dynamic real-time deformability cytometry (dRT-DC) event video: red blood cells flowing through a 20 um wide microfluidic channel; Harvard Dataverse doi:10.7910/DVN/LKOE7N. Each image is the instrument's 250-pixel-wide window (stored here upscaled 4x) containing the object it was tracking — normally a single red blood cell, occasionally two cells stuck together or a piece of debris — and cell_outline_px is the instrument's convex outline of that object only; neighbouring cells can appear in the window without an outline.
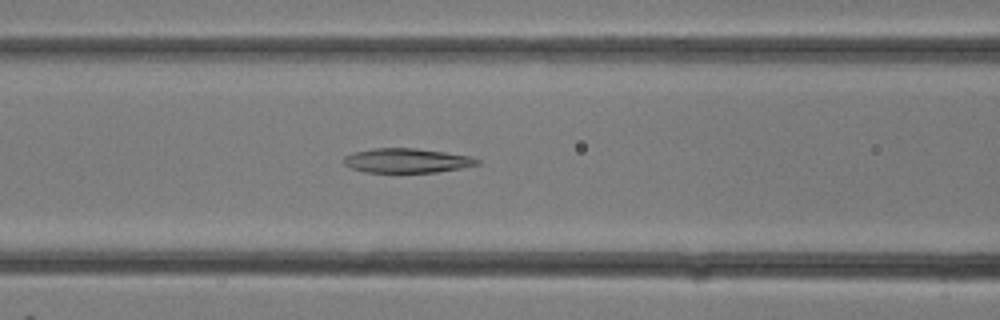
{"species": "common noctule bat (a hibernating species)", "species_latin": "Nyctalus noctula", "temperature_condition": "room temperature", "stored_images_in_passage": 14, "camera_frame_rate_fps": 3000, "um_per_image_px": 0.085, "animal": {"sex": "female"}, "frame": {"image": 1, "passage_image": 12, "time_ms": 3.667, "image_size_px": [1000, 320], "cell_outline_px": [[480, 164], [460, 168], [436, 172], [364, 172], [352, 168], [344, 164], [344, 156], [356, 152], [372, 148], [416, 148], [472, 156], [480, 160]], "centroid_in_image_um": [34.6, 13.64], "position_along_channel_um": 132.0, "area_um2": 18.9}}
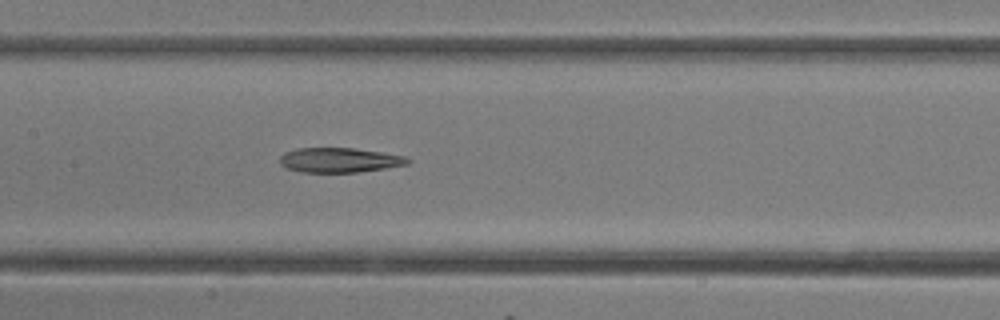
{"frame": {"image": 2, "passage_image": 14, "time_ms": 4.333, "image_size_px": [1000, 320], "cell_outline_px": [[412, 160], [408, 164], [384, 168], [356, 172], [300, 172], [284, 168], [280, 164], [280, 156], [284, 152], [296, 148], [352, 148], [380, 152], [404, 156]], "centroid_in_image_um": [28.79, 13.61], "position_along_channel_um": 178.6, "area_um2": 18.38}}